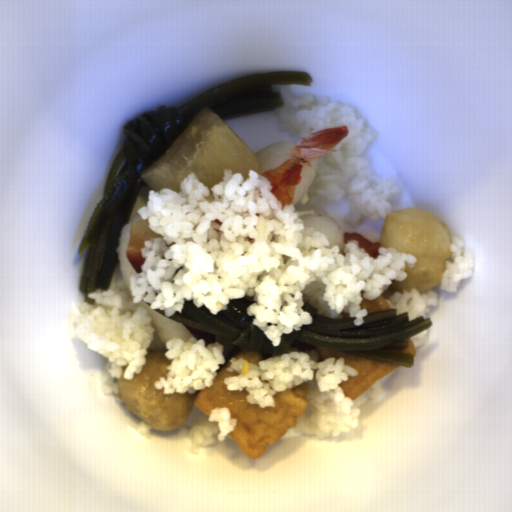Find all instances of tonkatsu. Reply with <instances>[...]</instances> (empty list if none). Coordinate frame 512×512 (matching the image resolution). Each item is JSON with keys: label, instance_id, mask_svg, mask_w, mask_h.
Returning <instances> with one entry per match:
<instances>
[{"label": "tonkatsu", "instance_id": "obj_1", "mask_svg": "<svg viewBox=\"0 0 512 512\" xmlns=\"http://www.w3.org/2000/svg\"><path fill=\"white\" fill-rule=\"evenodd\" d=\"M350 240H357L359 249H363L364 252L368 253L373 259H377L379 256V250L382 246L381 242H372L365 236L359 233H344V244H348Z\"/></svg>", "mask_w": 512, "mask_h": 512}]
</instances>
